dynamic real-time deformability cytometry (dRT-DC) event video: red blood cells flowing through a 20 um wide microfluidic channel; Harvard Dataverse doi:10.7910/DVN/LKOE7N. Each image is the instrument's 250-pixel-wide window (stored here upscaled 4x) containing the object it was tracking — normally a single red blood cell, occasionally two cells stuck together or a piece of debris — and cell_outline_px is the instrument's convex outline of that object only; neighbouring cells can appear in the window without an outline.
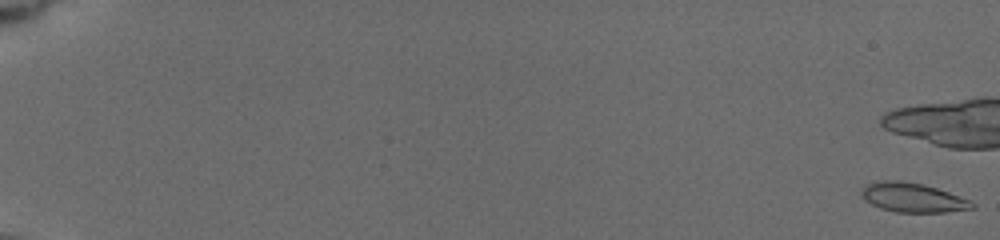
{"species": "common noctule bat (a hibernating species)", "species_latin": "Nyctalus noctula", "temperature_condition": "cold", "stored_images_in_passage": 15, "camera_frame_rate_fps": 3000, "um_per_image_px": 0.085, "animal": {"sex": "female", "body_mass_g": 19.5, "forearm_length_mm": 54.1}, "frame": {"image": 1, "passage_image": 1, "time_ms": 0.0, "image_size_px": [1000, 240], "cell_outline_px": [[976, 208], [944, 212], [896, 212], [880, 208], [864, 200], [860, 192], [860, 188], [864, 184], [880, 180], [900, 180], [924, 184], [972, 200], [976, 204]], "centroid_in_image_um": [77.56, 16.78], "position_along_channel_um": 7.4, "area_um2": 19.19}}